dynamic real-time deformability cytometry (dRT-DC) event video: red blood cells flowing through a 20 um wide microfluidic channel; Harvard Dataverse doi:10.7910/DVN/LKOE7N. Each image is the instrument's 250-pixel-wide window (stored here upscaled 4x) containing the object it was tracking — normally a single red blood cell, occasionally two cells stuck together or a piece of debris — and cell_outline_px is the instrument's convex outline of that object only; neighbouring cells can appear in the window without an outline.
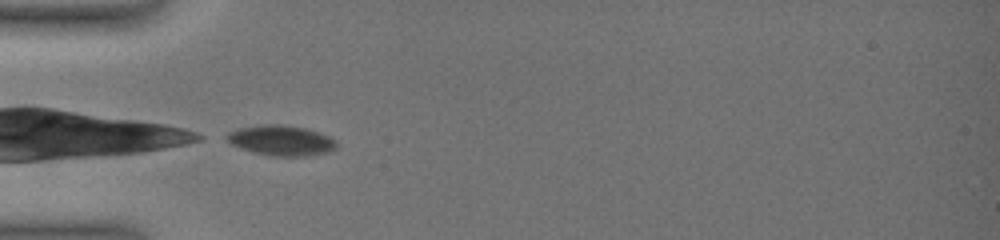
{"species": "common noctule bat (a hibernating species)", "species_latin": "Nyctalus noctula", "temperature_condition": "warm", "stored_images_in_passage": 2, "camera_frame_rate_fps": 3000, "um_per_image_px": 0.085, "animal": {"sex": "female", "body_mass_g": 19.0, "forearm_length_mm": 51.5}, "frame": {"image": 1, "passage_image": 1, "time_ms": 0.0, "image_size_px": [1000, 240], "cell_outline_px": [[336, 148], [328, 152], [304, 156], [272, 156], [252, 152], [240, 148], [232, 144], [220, 136], [228, 132], [240, 128], [260, 124], [284, 124], [304, 128], [320, 132], [336, 140]], "centroid_in_image_um": [23.85, 11.93], "position_along_channel_um": 61.2, "area_um2": 19.59}}